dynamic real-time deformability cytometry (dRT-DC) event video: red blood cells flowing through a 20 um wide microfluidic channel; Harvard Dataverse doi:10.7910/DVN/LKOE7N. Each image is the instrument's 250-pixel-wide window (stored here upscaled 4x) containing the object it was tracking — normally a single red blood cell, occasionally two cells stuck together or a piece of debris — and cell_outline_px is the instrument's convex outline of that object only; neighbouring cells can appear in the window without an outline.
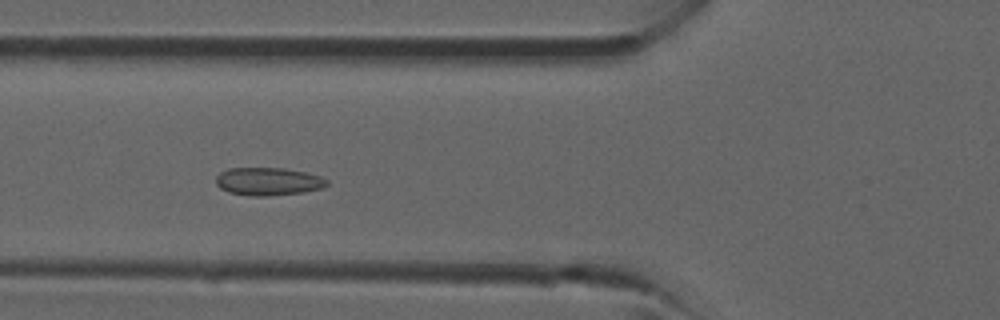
{"species": "common noctule bat (a hibernating species)", "species_latin": "Nyctalus noctula", "temperature_condition": "room temperature", "stored_images_in_passage": 39, "camera_frame_rate_fps": 3000, "um_per_image_px": 0.085, "animal": {"sex": "male", "forearm_length_mm": 52.5}, "frame": {"image": 1, "passage_image": 12, "time_ms": 3.667, "image_size_px": [1000, 320], "cell_outline_px": [[328, 184], [320, 188], [304, 192], [268, 196], [248, 196], [228, 192], [220, 188], [216, 184], [216, 176], [220, 172], [228, 168], [284, 168], [308, 172], [320, 176], [328, 180]], "centroid_in_image_um": [22.78, 15.42], "position_along_channel_um": 103.0, "area_um2": 18.21}}
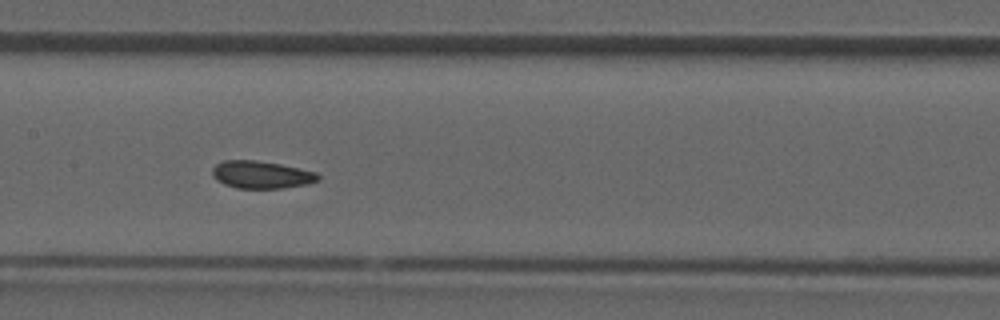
{"frame": {"image": 2, "passage_image": 17, "time_ms": 5.333, "image_size_px": [1000, 320], "cell_outline_px": [[320, 180], [308, 184], [284, 188], [236, 188], [224, 184], [216, 180], [212, 176], [212, 168], [216, 164], [224, 160], [256, 160], [280, 164], [316, 172], [320, 176]], "centroid_in_image_um": [22.21, 14.85], "position_along_channel_um": 185.2, "area_um2": 17.05}}
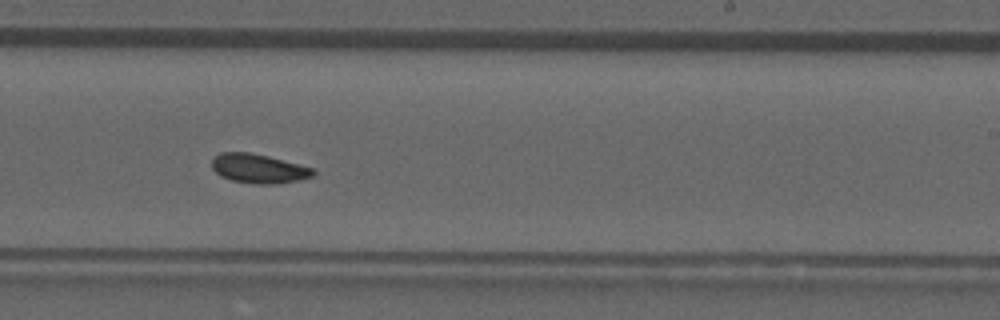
{"frame": {"image": 3, "passage_image": 22, "time_ms": 7.0, "image_size_px": [1000, 320], "cell_outline_px": [[316, 172], [312, 176], [300, 180], [280, 184], [256, 184], [232, 180], [220, 176], [212, 168], [212, 160], [220, 152], [248, 152], [268, 156], [316, 168]], "centroid_in_image_um": [22.03, 14.33], "position_along_channel_um": 267.0, "area_um2": 17.4}}